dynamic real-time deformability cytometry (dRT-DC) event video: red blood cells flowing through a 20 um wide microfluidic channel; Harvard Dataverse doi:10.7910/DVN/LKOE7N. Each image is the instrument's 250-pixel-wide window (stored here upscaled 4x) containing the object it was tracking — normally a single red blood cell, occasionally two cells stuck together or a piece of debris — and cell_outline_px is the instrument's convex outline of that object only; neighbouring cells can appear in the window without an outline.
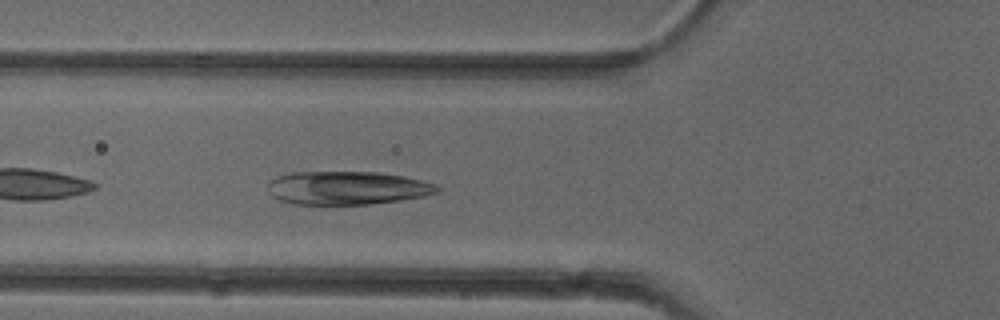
{"species": "common noctule bat (a hibernating species)", "species_latin": "Nyctalus noctula", "temperature_condition": "cold", "stored_images_in_passage": 27, "camera_frame_rate_fps": 3000, "um_per_image_px": 0.085, "animal": {"sex": "female"}, "frame": {"image": 1, "passage_image": 8, "time_ms": 2.333, "image_size_px": [1000, 320], "cell_outline_px": [[440, 192], [424, 196], [400, 200], [372, 204], [292, 204], [280, 200], [272, 196], [268, 188], [268, 184], [276, 176], [292, 172], [376, 172], [404, 176], [436, 184], [440, 188]], "centroid_in_image_um": [29.52, 15.97], "position_along_channel_um": 96.3, "area_um2": 32.95}}
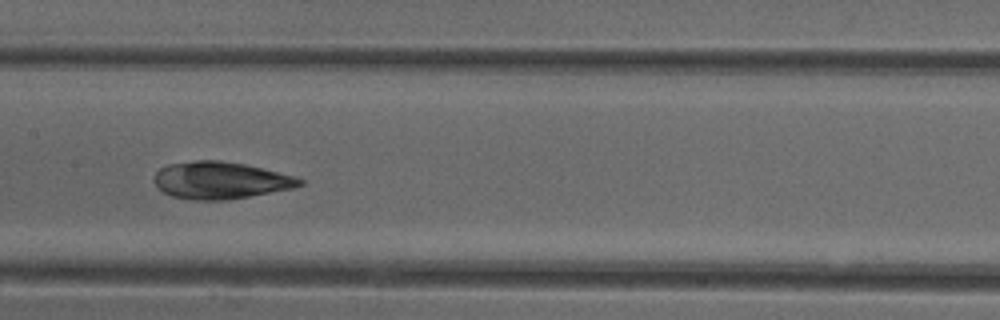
{"frame": {"image": 2, "passage_image": 15, "time_ms": 4.667, "image_size_px": [1000, 320], "cell_outline_px": [[304, 184], [292, 188], [228, 200], [192, 200], [172, 196], [164, 192], [152, 180], [156, 172], [160, 168], [168, 164], [196, 160], [220, 160], [244, 164], [296, 176], [304, 180]], "centroid_in_image_um": [18.73, 15.32], "position_along_channel_um": 188.7, "area_um2": 31.44}}
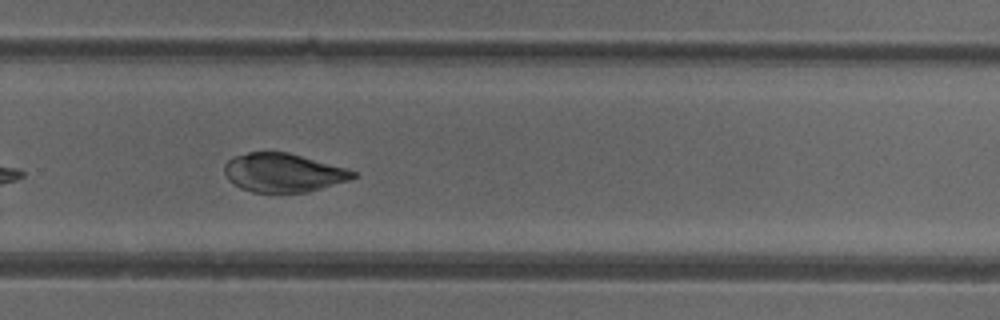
{"frame": {"image": 3, "passage_image": 24, "time_ms": 7.667, "image_size_px": [1000, 320], "cell_outline_px": [[356, 176], [348, 180], [308, 192], [252, 192], [240, 188], [228, 180], [224, 172], [224, 164], [232, 156], [248, 152], [288, 152], [344, 168], [356, 172]], "centroid_in_image_um": [24.01, 14.67], "position_along_channel_um": 305.8, "area_um2": 28.78}}